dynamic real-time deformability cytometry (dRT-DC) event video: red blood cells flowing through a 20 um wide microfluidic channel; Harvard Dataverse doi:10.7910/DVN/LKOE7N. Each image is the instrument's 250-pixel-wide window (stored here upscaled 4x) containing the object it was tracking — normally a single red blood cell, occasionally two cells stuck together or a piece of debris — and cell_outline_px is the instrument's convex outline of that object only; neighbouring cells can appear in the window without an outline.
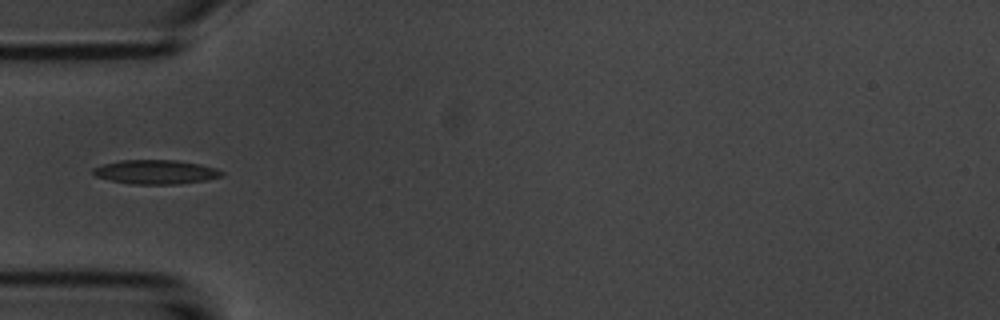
{"species": "common noctule bat (a hibernating species)", "species_latin": "Nyctalus noctula", "temperature_condition": "room temperature", "stored_images_in_passage": 7, "camera_frame_rate_fps": 3000, "um_per_image_px": 0.085, "animal": {"sex": "male", "body_mass_g": 20.1, "forearm_length_mm": 53.5}, "frame": {"image": 1, "passage_image": 5, "time_ms": 5.667, "image_size_px": [1000, 320], "cell_outline_px": [[224, 176], [208, 180], [180, 184], [132, 184], [112, 180], [96, 176], [92, 172], [92, 168], [104, 164], [120, 160], [176, 160], [200, 164], [216, 168], [224, 172]], "centroid_in_image_um": [13.29, 14.62], "position_along_channel_um": 71.7, "area_um2": 18.15}}
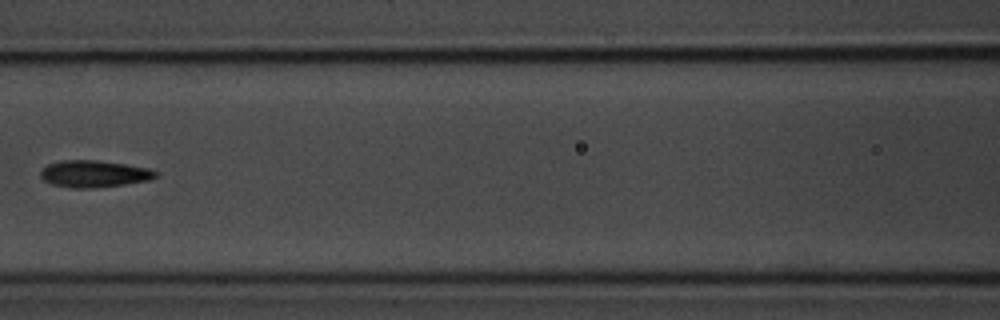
{"frame": {"image": 2, "passage_image": 7, "time_ms": 8.0, "image_size_px": [1000, 320], "cell_outline_px": [[160, 172], [156, 176], [148, 180], [124, 184], [92, 188], [72, 188], [52, 184], [44, 180], [40, 176], [40, 172], [48, 164], [60, 160], [96, 160], [124, 164], [148, 168]], "centroid_in_image_um": [7.98, 14.77], "position_along_channel_um": 158.6, "area_um2": 17.92}}